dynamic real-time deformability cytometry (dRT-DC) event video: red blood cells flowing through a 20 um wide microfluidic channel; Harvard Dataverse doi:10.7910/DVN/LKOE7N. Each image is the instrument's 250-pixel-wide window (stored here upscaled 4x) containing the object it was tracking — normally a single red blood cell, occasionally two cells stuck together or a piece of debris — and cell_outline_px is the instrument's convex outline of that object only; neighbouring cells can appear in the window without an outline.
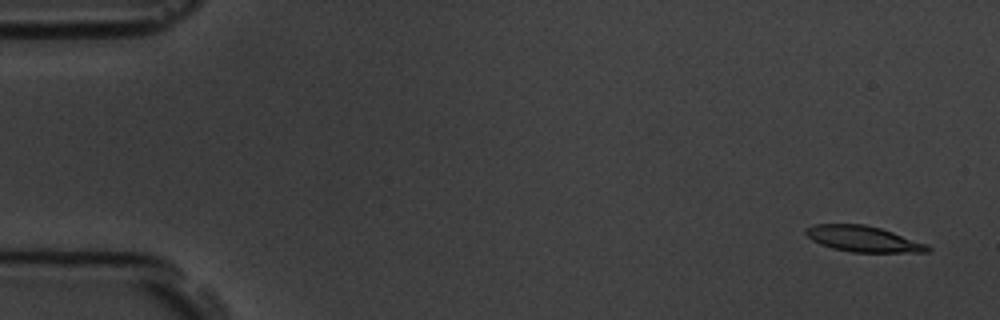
{"species": "common noctule bat (a hibernating species)", "species_latin": "Nyctalus noctula", "temperature_condition": "room temperature", "stored_images_in_passage": 5, "camera_frame_rate_fps": 3000, "um_per_image_px": 0.085, "animal": {"sex": "male", "body_mass_g": 19.5, "forearm_length_mm": 54.6}, "frame": {"image": 1, "passage_image": 1, "time_ms": 0.0, "image_size_px": [1000, 320], "cell_outline_px": [[932, 248], [928, 252], [852, 252], [832, 248], [820, 244], [812, 240], [804, 232], [804, 228], [816, 224], [864, 224], [880, 228], [928, 244]], "centroid_in_image_um": [73.36, 20.3], "position_along_channel_um": 11.6, "area_um2": 18.32}}
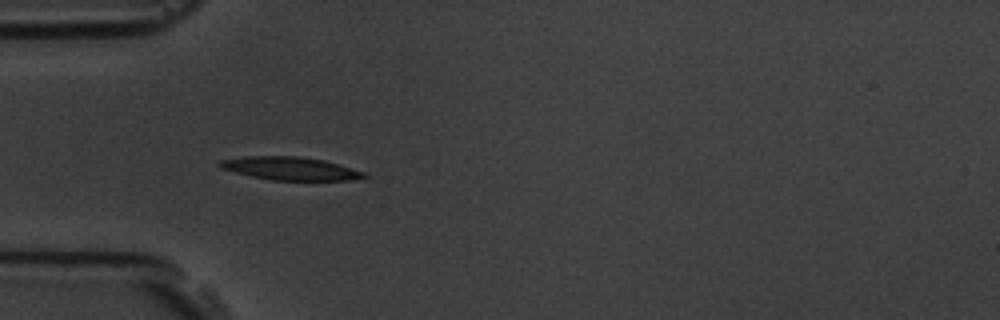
{"frame": {"image": 2, "passage_image": 5, "time_ms": 4.667, "image_size_px": [1000, 320], "cell_outline_px": [[368, 176], [352, 180], [272, 180], [252, 176], [220, 168], [216, 164], [220, 160], [244, 156], [300, 156], [324, 160], [364, 172]], "centroid_in_image_um": [24.64, 14.31], "position_along_channel_um": 60.4, "area_um2": 19.31}}